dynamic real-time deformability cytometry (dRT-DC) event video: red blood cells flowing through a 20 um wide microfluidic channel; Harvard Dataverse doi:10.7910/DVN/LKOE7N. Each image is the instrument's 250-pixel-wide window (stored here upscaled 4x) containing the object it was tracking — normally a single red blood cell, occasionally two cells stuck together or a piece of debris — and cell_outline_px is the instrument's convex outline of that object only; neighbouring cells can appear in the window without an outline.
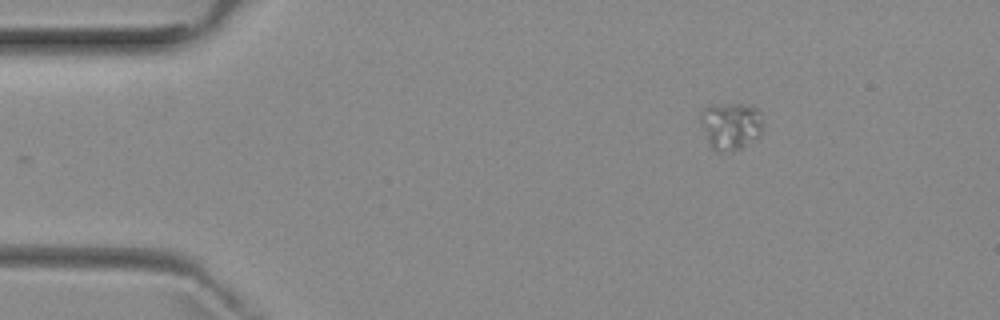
{"species": "common noctule bat (a hibernating species)", "species_latin": "Nyctalus noctula", "temperature_condition": "room temperature", "stored_images_in_passage": 3, "camera_frame_rate_fps": 3000, "um_per_image_px": 0.085, "animal": {"sex": "female", "body_mass_g": 29.2, "forearm_length_mm": 56.3}, "frame": {"image": 1, "passage_image": 1, "time_ms": 0.0, "image_size_px": [1000, 320], "cell_outline_px": [[764, 132], [760, 136], [740, 148], [720, 152], [716, 152], [708, 144], [700, 124], [700, 116], [704, 108], [712, 104], [744, 104], [756, 108], [760, 112], [764, 128]], "centroid_in_image_um": [62.11, 10.69], "position_along_channel_um": 22.9, "area_um2": 17.51}}